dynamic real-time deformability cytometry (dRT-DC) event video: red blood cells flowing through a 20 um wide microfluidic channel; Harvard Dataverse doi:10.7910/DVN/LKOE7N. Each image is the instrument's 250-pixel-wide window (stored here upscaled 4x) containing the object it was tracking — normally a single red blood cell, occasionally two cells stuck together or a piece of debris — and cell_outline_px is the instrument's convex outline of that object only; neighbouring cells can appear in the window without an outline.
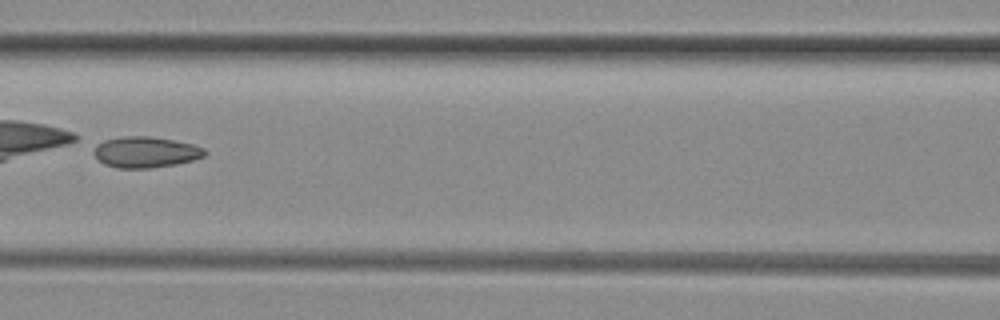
{"species": "common noctule bat (a hibernating species)", "species_latin": "Nyctalus noctula", "temperature_condition": "room temperature", "stored_images_in_passage": 9, "camera_frame_rate_fps": 3000, "um_per_image_px": 0.085, "animal": {"sex": "female", "body_mass_g": 29.2, "forearm_length_mm": 56.3}, "frame": {"image": 1, "passage_image": 7, "time_ms": 2.0, "image_size_px": [1000, 320], "cell_outline_px": [[208, 152], [204, 156], [192, 160], [176, 164], [152, 168], [116, 168], [104, 164], [96, 156], [96, 144], [104, 140], [124, 136], [148, 136], [172, 140], [192, 144], [204, 148]], "centroid_in_image_um": [12.4, 12.93], "position_along_channel_um": 154.2, "area_um2": 19.83}}